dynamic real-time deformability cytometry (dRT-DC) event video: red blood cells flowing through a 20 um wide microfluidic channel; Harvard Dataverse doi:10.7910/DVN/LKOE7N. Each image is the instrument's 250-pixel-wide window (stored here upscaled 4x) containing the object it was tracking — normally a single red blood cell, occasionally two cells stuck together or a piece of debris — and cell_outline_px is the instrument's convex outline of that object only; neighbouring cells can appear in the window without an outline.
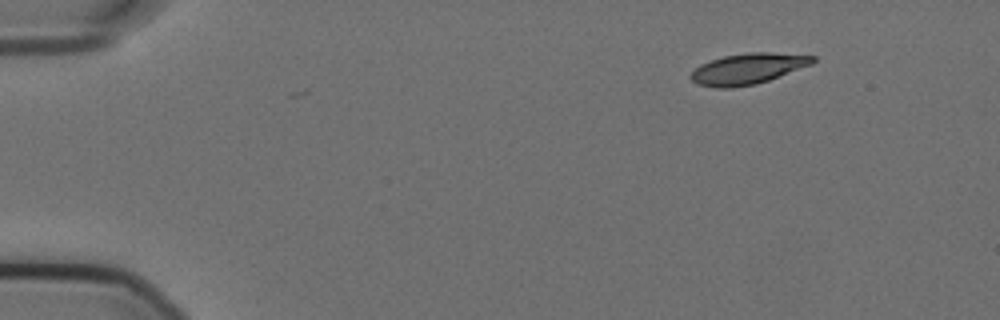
{"species": "Egyptian fruit bat (a non-hibernating species)", "species_latin": "Rousettus aegyptiacus", "temperature_condition": "cold", "stored_images_in_passage": 2, "camera_frame_rate_fps": 3000, "um_per_image_px": 0.085, "animal": {"sex": "female"}, "frame": {"image": 1, "passage_image": 1, "time_ms": 0.0, "image_size_px": [1000, 320], "cell_outline_px": [[816, 60], [812, 64], [768, 80], [756, 84], [732, 88], [716, 88], [696, 84], [688, 76], [700, 64], [724, 56], [748, 52], [768, 52], [816, 56]], "centroid_in_image_um": [63.54, 5.85], "position_along_channel_um": 21.5, "area_um2": 21.85}}